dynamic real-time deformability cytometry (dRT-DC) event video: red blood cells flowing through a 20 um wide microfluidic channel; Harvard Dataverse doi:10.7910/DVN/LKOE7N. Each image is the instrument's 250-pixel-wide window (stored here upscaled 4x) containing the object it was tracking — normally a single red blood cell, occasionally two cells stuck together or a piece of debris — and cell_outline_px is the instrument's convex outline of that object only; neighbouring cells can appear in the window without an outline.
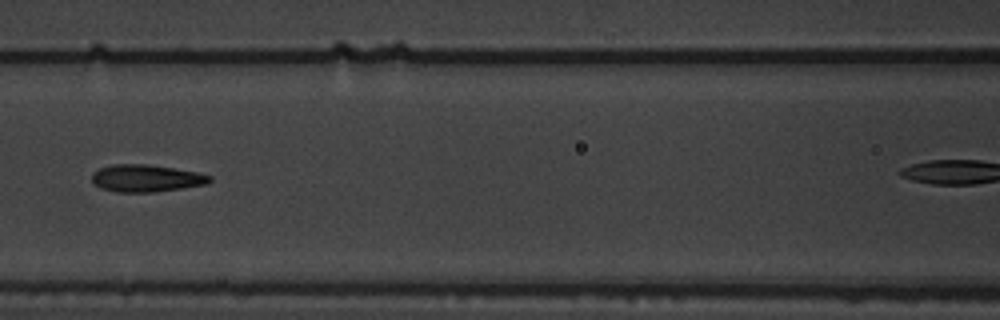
{"species": "common noctule bat (a hibernating species)", "species_latin": "Nyctalus noctula", "temperature_condition": "warm", "stored_images_in_passage": 16, "camera_frame_rate_fps": 3000, "um_per_image_px": 0.085, "animal": {"sex": "male", "body_mass_g": 19.5, "forearm_length_mm": 54.6}, "frame": {"image": 1, "passage_image": 7, "time_ms": 7.0, "image_size_px": [1000, 320], "cell_outline_px": [[212, 180], [208, 184], [152, 192], [116, 192], [100, 188], [92, 180], [92, 172], [100, 168], [112, 164], [148, 164], [196, 172], [212, 176]], "centroid_in_image_um": [12.41, 15.15], "position_along_channel_um": 154.2, "area_um2": 18.61}}
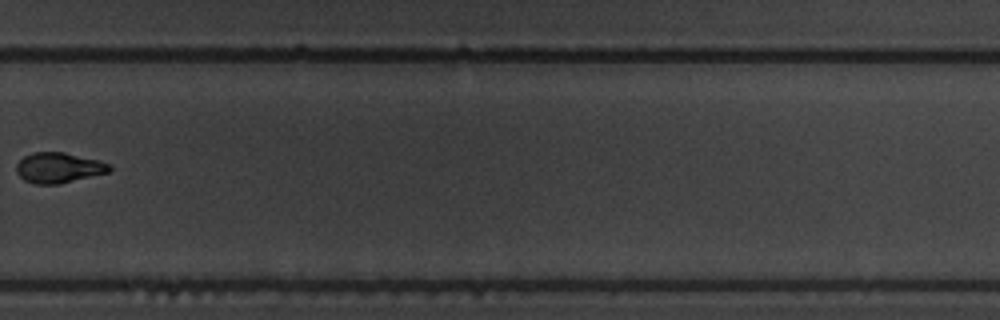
{"frame": {"image": 2, "passage_image": 12, "time_ms": 13.667, "image_size_px": [1000, 320], "cell_outline_px": [[112, 168], [108, 172], [60, 184], [36, 184], [24, 180], [16, 172], [16, 164], [24, 156], [32, 152], [64, 152], [96, 160], [108, 164]], "centroid_in_image_um": [4.94, 14.26], "position_along_channel_um": 324.9, "area_um2": 16.3}}
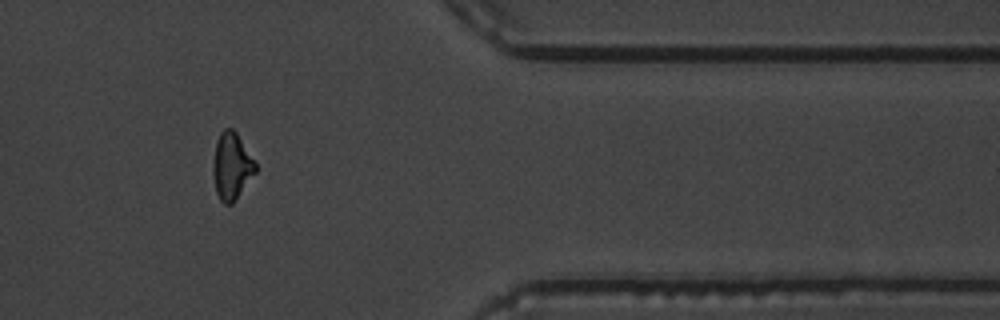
{"frame": {"image": 3, "passage_image": 14, "time_ms": 16.0, "image_size_px": [1000, 320], "cell_outline_px": [[256, 172], [232, 204], [224, 204], [220, 200], [216, 192], [212, 172], [212, 164], [216, 140], [220, 132], [224, 128], [232, 128], [236, 132], [256, 164]], "centroid_in_image_um": [19.66, 14.12], "position_along_channel_um": 391.7, "area_um2": 16.53}, "authors_computed_cell_mechanics": {"area_um2": 17.6579, "velocity_mm_per_s": 3.5925, "shape_relaxation_time_tau1_ms": 4.8596, "shape_relaxation_time_tau2_ms": null, "deformation_change_tau1": 0.1699, "deformation_change_tau2": null}}